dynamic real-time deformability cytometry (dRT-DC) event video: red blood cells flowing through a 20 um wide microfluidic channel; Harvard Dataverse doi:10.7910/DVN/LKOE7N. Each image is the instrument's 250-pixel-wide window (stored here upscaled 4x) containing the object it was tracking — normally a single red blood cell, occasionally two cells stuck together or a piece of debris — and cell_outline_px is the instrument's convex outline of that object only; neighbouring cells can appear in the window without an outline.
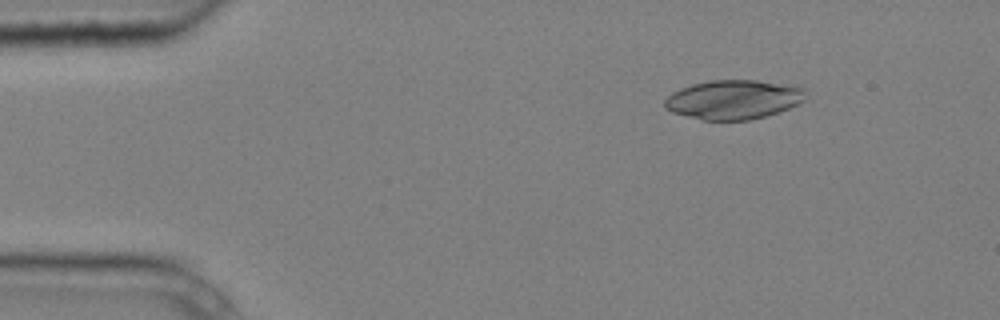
{"species": "common noctule bat (a hibernating species)", "species_latin": "Nyctalus noctula", "temperature_condition": "cold", "stored_images_in_passage": 6, "camera_frame_rate_fps": 3000, "um_per_image_px": 0.085, "animal": {"sex": "male", "body_mass_g": 20.4}, "frame": {"image": 1, "passage_image": 2, "time_ms": 0.333, "image_size_px": [1000, 320], "cell_outline_px": [[804, 100], [788, 108], [764, 116], [748, 120], [704, 120], [672, 112], [664, 108], [664, 100], [672, 92], [680, 88], [692, 84], [708, 80], [756, 80], [804, 88]], "centroid_in_image_um": [62.28, 8.46], "position_along_channel_um": 22.7, "area_um2": 31.85}}